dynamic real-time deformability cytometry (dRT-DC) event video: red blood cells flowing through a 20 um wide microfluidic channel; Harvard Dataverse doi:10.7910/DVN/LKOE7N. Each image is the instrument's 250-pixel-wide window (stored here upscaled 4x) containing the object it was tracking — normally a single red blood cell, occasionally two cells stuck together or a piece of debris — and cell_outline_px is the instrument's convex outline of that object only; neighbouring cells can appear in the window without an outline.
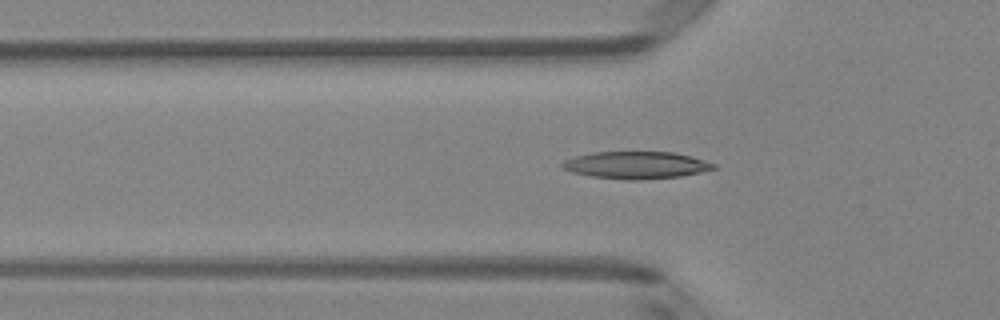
{"species": "Egyptian fruit bat (a non-hibernating species)", "species_latin": "Rousettus aegyptiacus", "temperature_condition": "room temperature", "stored_images_in_passage": 34, "camera_frame_rate_fps": 3000, "um_per_image_px": 0.085, "animal": {"sex": "female"}, "frame": {"image": 1, "passage_image": 6, "time_ms": 1.667, "image_size_px": [1000, 320], "cell_outline_px": [[716, 168], [700, 172], [680, 176], [640, 180], [628, 180], [592, 176], [572, 172], [564, 168], [560, 164], [564, 160], [576, 156], [596, 152], [672, 152], [692, 156], [716, 164]], "centroid_in_image_um": [54.09, 14.03], "position_along_channel_um": 71.7, "area_um2": 23.81}}
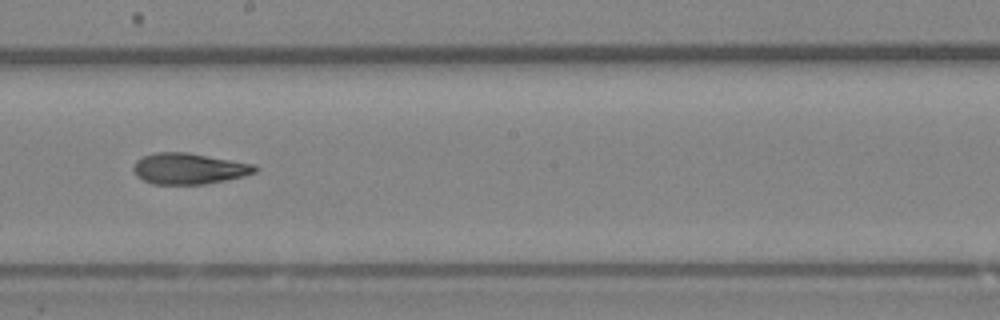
{"frame": {"image": 2, "passage_image": 18, "time_ms": 5.667, "image_size_px": [1000, 320], "cell_outline_px": [[260, 168], [256, 172], [244, 176], [204, 184], [152, 184], [136, 176], [132, 168], [136, 160], [144, 156], [156, 152], [188, 152], [256, 164]], "centroid_in_image_um": [16.08, 14.32], "position_along_channel_um": 232.1, "area_um2": 22.14}}
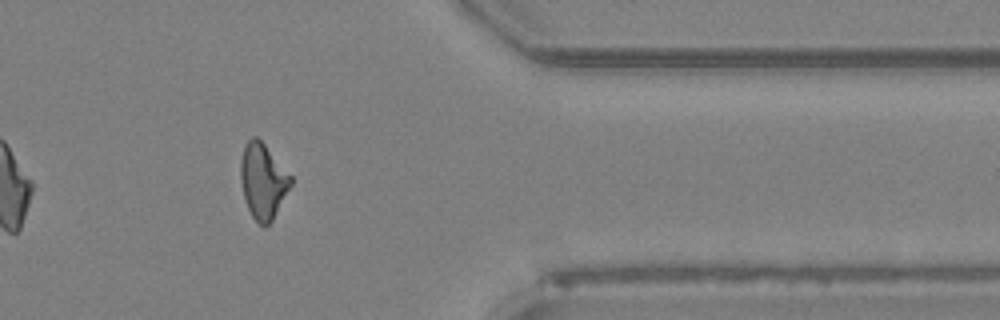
{"frame": {"image": 3, "passage_image": 31, "time_ms": 10.0, "image_size_px": [1000, 320], "cell_outline_px": [[292, 184], [272, 220], [264, 228], [252, 216], [248, 208], [244, 196], [240, 180], [240, 160], [244, 144], [252, 136], [256, 136], [264, 144], [292, 176]], "centroid_in_image_um": [22.34, 15.37], "position_along_channel_um": 389.1, "area_um2": 21.91}, "authors_computed_cell_mechanics": {"area_um2": 22.1952, "velocity_mm_per_s": 4.0119, "shape_relaxation_time_tau1_ms": 6.9609, "shape_relaxation_time_tau2_ms": 3.9, "deformation_change_tau1": 0.2001, "deformation_change_tau2": 0.1122}}